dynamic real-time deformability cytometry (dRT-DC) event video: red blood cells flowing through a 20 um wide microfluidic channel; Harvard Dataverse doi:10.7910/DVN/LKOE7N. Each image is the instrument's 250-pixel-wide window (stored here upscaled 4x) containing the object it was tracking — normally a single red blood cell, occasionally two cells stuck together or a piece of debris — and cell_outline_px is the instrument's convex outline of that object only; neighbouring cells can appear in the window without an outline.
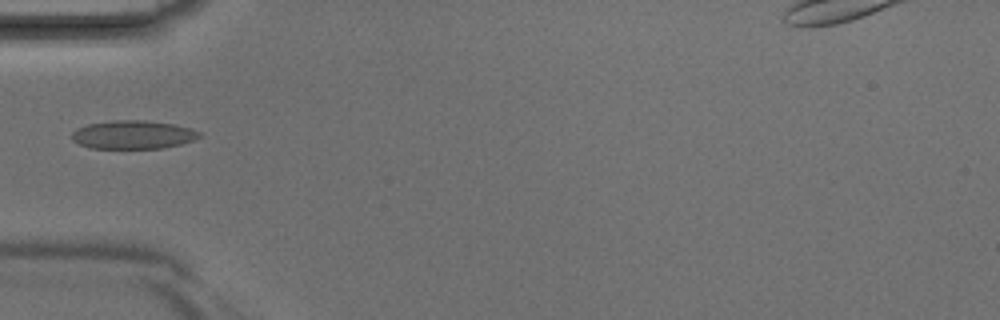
{"species": "Egyptian fruit bat (a non-hibernating species)", "species_latin": "Rousettus aegyptiacus", "temperature_condition": "room temperature", "stored_images_in_passage": 2, "camera_frame_rate_fps": 3000, "um_per_image_px": 0.085, "animal": {"sex": "male"}, "frame": {"image": 1, "passage_image": 2, "time_ms": 0.333, "image_size_px": [1000, 320], "cell_outline_px": [[204, 136], [180, 144], [164, 148], [88, 148], [72, 140], [72, 132], [76, 128], [88, 124], [112, 120], [140, 120], [176, 124], [192, 128], [200, 132]], "centroid_in_image_um": [11.33, 11.44], "position_along_channel_um": 73.7, "area_um2": 21.27}}